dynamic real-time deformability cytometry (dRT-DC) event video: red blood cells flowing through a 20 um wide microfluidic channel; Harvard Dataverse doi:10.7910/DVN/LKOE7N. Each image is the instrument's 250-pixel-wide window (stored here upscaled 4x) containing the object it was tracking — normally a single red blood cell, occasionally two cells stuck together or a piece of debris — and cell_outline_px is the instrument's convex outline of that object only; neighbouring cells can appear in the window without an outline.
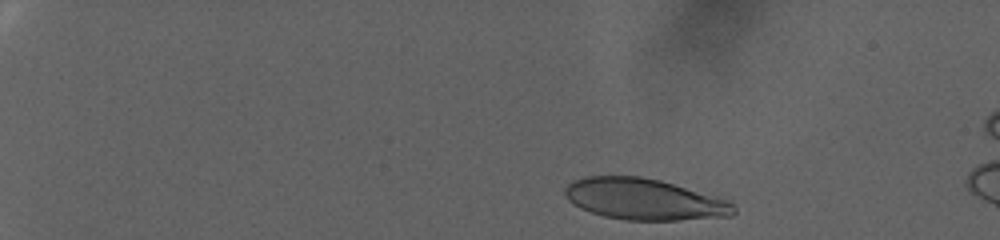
{"species": "human", "species_latin": "Homo sapiens", "temperature_condition": "warm", "stored_images_in_passage": 62, "camera_frame_rate_fps": 3000, "um_per_image_px": 0.085, "donor": {"sex": "female"}, "frame": {"image": 1, "passage_image": 1, "time_ms": 0.0, "image_size_px": [1000, 240], "cell_outline_px": [[736, 212], [732, 216], [680, 220], [624, 220], [604, 216], [580, 208], [568, 200], [564, 196], [564, 188], [572, 180], [584, 176], [640, 176], [660, 180], [728, 200], [736, 208]], "centroid_in_image_um": [54.73, 16.93], "position_along_channel_um": 30.3, "area_um2": 40.63}}
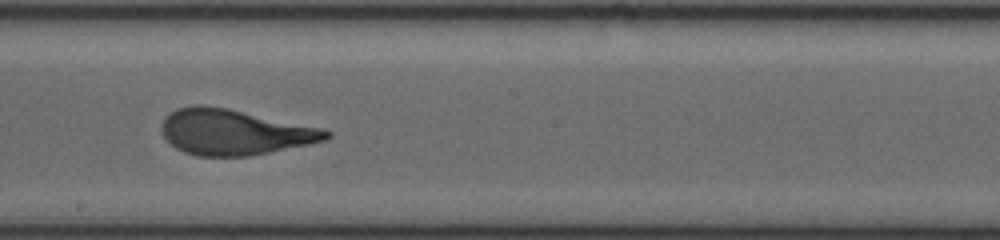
{"frame": {"image": 2, "passage_image": 35, "time_ms": 11.333, "image_size_px": [1000, 240], "cell_outline_px": [[332, 136], [324, 140], [308, 144], [248, 156], [196, 156], [184, 152], [176, 148], [160, 132], [160, 124], [164, 116], [168, 112], [176, 108], [192, 104], [204, 104], [228, 108], [320, 128], [332, 132]], "centroid_in_image_um": [19.82, 11.21], "position_along_channel_um": 228.4, "area_um2": 43.75}}
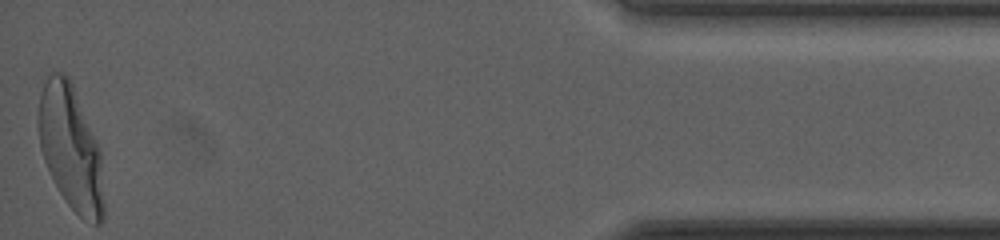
{"frame": {"image": 3, "passage_image": 62, "time_ms": 20.333, "image_size_px": [1000, 240], "cell_outline_px": [[104, 220], [100, 224], [92, 224], [84, 220], [68, 204], [60, 192], [44, 160], [40, 148], [36, 124], [36, 116], [40, 92], [48, 76], [52, 72], [64, 72], [68, 76], [72, 84], [100, 152], [104, 200]], "centroid_in_image_um": [5.98, 12.58], "position_along_channel_um": 429.2, "area_um2": 47.22}, "authors_computed_cell_mechanics": {"area_um2": 43.4945, "velocity_mm_per_s": 2.9132, "shape_relaxation_time_tau1_ms": 6.3138, "shape_relaxation_time_tau2_ms": null, "deformation_change_tau1": 0.2365, "deformation_change_tau2": null}}